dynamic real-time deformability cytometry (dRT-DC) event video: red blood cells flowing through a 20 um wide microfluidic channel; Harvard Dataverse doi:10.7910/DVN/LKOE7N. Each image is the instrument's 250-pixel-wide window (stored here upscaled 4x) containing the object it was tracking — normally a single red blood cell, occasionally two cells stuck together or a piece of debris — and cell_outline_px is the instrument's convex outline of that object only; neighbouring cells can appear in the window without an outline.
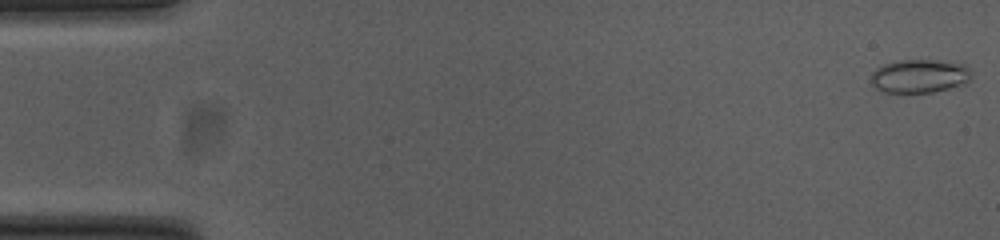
{"species": "common noctule bat (a hibernating species)", "species_latin": "Nyctalus noctula", "temperature_condition": "cold", "stored_images_in_passage": 53, "camera_frame_rate_fps": 3000, "um_per_image_px": 0.085, "animal": {"sex": "female", "body_mass_g": 23.0, "forearm_length_mm": 53.4}, "frame": {"image": 1, "passage_image": 1, "time_ms": 0.0, "image_size_px": [1000, 240], "cell_outline_px": [[972, 80], [964, 84], [932, 92], [884, 92], [876, 88], [872, 84], [872, 72], [876, 68], [884, 64], [900, 60], [936, 60], [964, 64], [972, 72]], "centroid_in_image_um": [78.19, 6.46], "position_along_channel_um": 6.8, "area_um2": 19.59}}
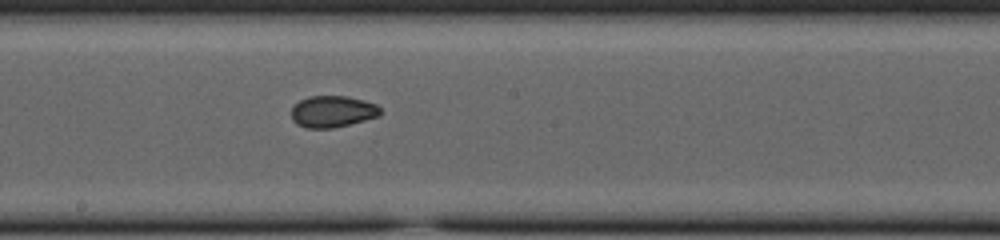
{"frame": {"image": 2, "passage_image": 29, "time_ms": 9.333, "image_size_px": [1000, 240], "cell_outline_px": [[380, 116], [332, 128], [304, 128], [296, 124], [292, 120], [292, 108], [300, 100], [308, 96], [348, 96], [364, 100], [376, 104], [380, 108]], "centroid_in_image_um": [28.25, 9.48], "position_along_channel_um": 219.9, "area_um2": 16.36}}
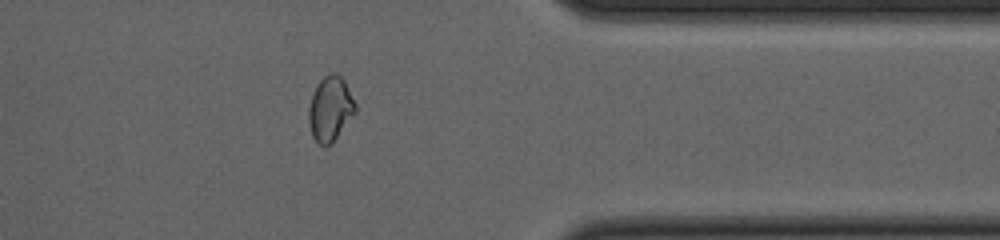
{"frame": {"image": 3, "passage_image": 43, "time_ms": 14.0, "image_size_px": [1000, 240], "cell_outline_px": [[356, 112], [332, 144], [324, 148], [312, 136], [308, 120], [308, 108], [312, 96], [320, 80], [324, 76], [332, 72], [336, 72], [344, 80], [356, 104]], "centroid_in_image_um": [28.08, 9.27], "position_along_channel_um": 383.3, "area_um2": 17.63}, "authors_computed_cell_mechanics": {"area_um2": 17.4556, "velocity_mm_per_s": 3.809, "shape_relaxation_time_tau1_ms": null, "shape_relaxation_time_tau2_ms": 1.7166, "deformation_change_tau1": null, "deformation_change_tau2": 0.0528}}